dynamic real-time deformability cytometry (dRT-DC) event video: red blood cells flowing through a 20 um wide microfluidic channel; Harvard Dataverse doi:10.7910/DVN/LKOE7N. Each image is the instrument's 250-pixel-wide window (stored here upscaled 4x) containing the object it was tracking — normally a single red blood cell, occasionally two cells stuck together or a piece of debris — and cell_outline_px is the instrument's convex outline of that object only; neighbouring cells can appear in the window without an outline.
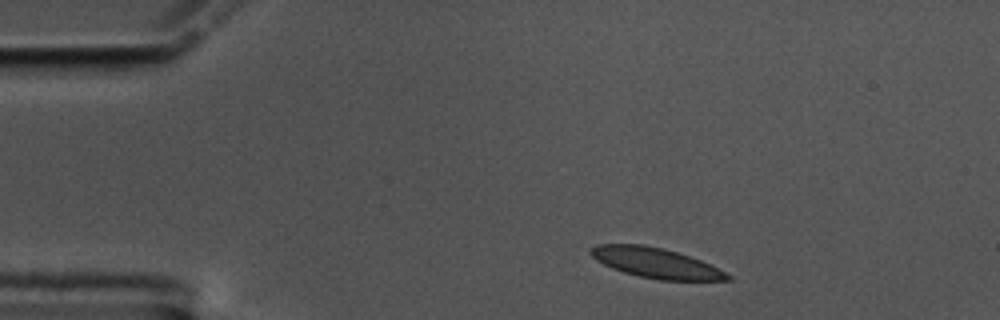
{"species": "common noctule bat (a hibernating species)", "species_latin": "Nyctalus noctula", "temperature_condition": "cold", "stored_images_in_passage": 6, "camera_frame_rate_fps": 3000, "um_per_image_px": 0.085, "animal": {"sex": "male", "body_mass_g": 17.5, "forearm_length_mm": 52.3}, "frame": {"image": 1, "passage_image": 1, "time_ms": 0.0, "image_size_px": [1000, 320], "cell_outline_px": [[732, 280], [660, 280], [640, 276], [624, 272], [612, 268], [596, 260], [588, 252], [596, 244], [644, 244], [676, 252], [700, 260], [732, 276]], "centroid_in_image_um": [55.7, 22.34], "position_along_channel_um": 29.3, "area_um2": 23.58}}